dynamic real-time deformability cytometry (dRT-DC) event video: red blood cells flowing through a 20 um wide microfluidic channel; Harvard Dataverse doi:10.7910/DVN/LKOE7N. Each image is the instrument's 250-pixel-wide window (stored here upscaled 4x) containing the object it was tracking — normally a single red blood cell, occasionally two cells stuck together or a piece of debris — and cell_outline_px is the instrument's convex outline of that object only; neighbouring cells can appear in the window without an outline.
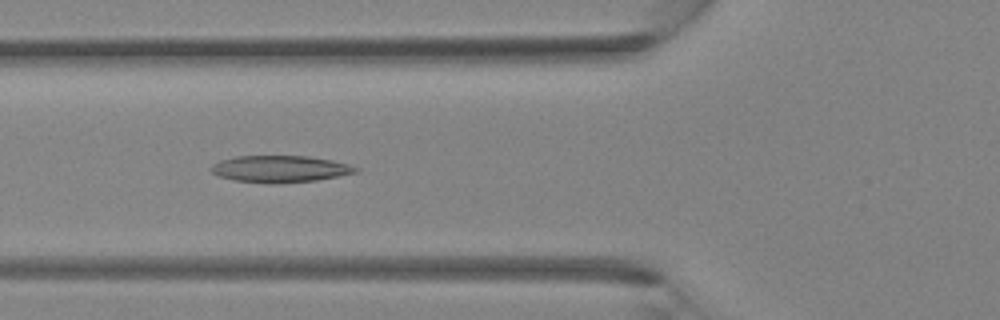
{"species": "Egyptian fruit bat (a non-hibernating species)", "species_latin": "Rousettus aegyptiacus", "temperature_condition": "room temperature", "stored_images_in_passage": 38, "camera_frame_rate_fps": 3000, "um_per_image_px": 0.085, "animal": {"sex": "female"}, "frame": {"image": 1, "passage_image": 14, "time_ms": 4.333, "image_size_px": [1000, 320], "cell_outline_px": [[360, 172], [316, 180], [276, 184], [272, 184], [232, 180], [220, 176], [212, 172], [208, 168], [212, 164], [220, 160], [236, 156], [308, 156], [332, 160], [348, 164], [360, 168]], "centroid_in_image_um": [23.8, 14.36], "position_along_channel_um": 102.0, "area_um2": 22.77}}
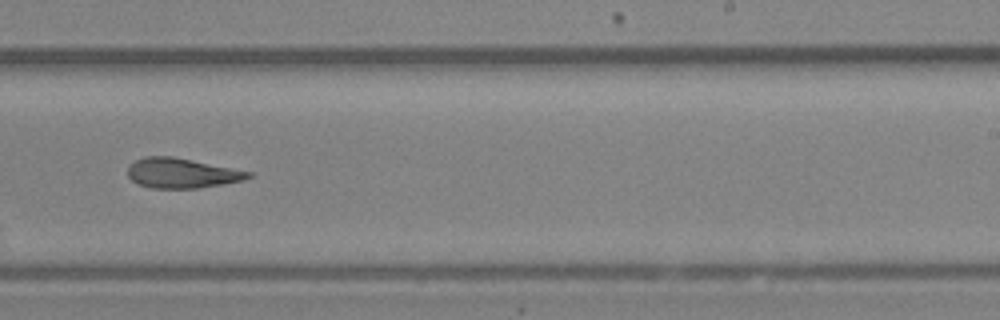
{"frame": {"image": 2, "passage_image": 24, "time_ms": 7.667, "image_size_px": [1000, 320], "cell_outline_px": [[252, 176], [244, 180], [224, 184], [200, 188], [152, 188], [136, 184], [128, 176], [128, 164], [144, 156], [172, 156], [252, 172]], "centroid_in_image_um": [15.42, 14.72], "position_along_channel_um": 273.6, "area_um2": 21.1}}
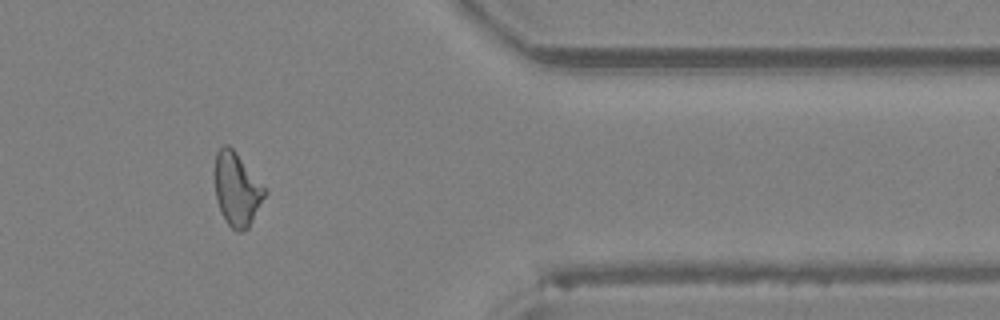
{"frame": {"image": 3, "passage_image": 32, "time_ms": 10.333, "image_size_px": [1000, 320], "cell_outline_px": [[268, 192], [248, 228], [244, 232], [236, 232], [228, 224], [216, 200], [212, 172], [216, 152], [224, 144], [228, 144], [236, 152]], "centroid_in_image_um": [20.09, 16.07], "position_along_channel_um": 391.3, "area_um2": 21.62}}